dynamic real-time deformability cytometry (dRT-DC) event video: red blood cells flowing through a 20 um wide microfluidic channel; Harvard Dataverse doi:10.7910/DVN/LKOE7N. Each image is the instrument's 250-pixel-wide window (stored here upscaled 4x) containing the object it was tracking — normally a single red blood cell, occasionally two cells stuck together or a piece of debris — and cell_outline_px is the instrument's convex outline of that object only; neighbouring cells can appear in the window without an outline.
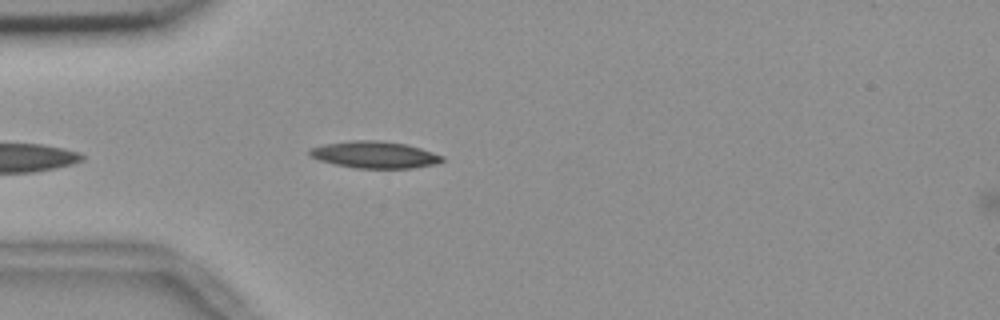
{"species": "common noctule bat (a hibernating species)", "species_latin": "Nyctalus noctula", "temperature_condition": "room temperature", "stored_images_in_passage": 39, "camera_frame_rate_fps": 3000, "um_per_image_px": 0.085, "animal": {"sex": "female", "body_mass_g": 18.4}, "frame": {"image": 1, "passage_image": 2, "time_ms": 0.333, "image_size_px": [1000, 320], "cell_outline_px": [[444, 160], [432, 164], [412, 168], [356, 168], [336, 164], [320, 160], [312, 156], [308, 152], [308, 148], [324, 144], [352, 140], [380, 140], [404, 144], [420, 148], [444, 156]], "centroid_in_image_um": [31.82, 13.14], "position_along_channel_um": 53.2, "area_um2": 20.52}}
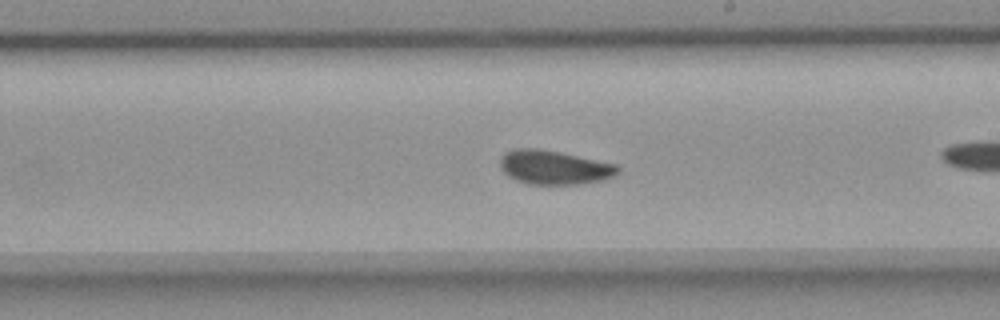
{"frame": {"image": 2, "passage_image": 15, "time_ms": 4.667, "image_size_px": [1000, 320], "cell_outline_px": [[620, 172], [616, 176], [604, 180], [580, 184], [528, 184], [516, 180], [508, 176], [500, 168], [500, 156], [504, 152], [516, 148], [536, 148], [560, 152], [616, 164], [620, 168]], "centroid_in_image_um": [47.11, 14.23], "position_along_channel_um": 241.9, "area_um2": 23.58}}
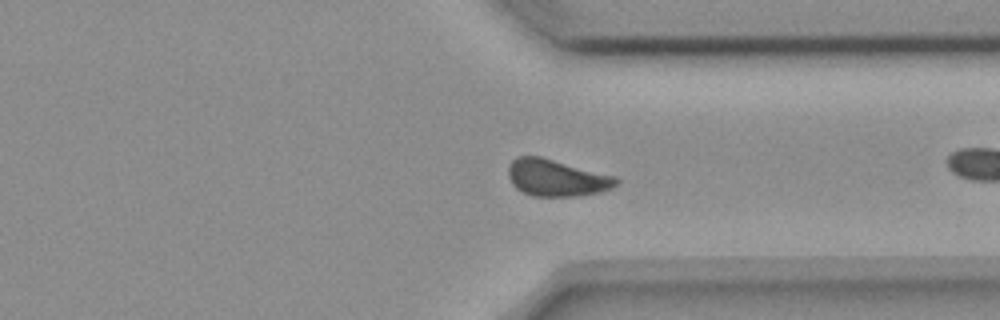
{"frame": {"image": 3, "passage_image": 25, "time_ms": 8.0, "image_size_px": [1000, 320], "cell_outline_px": [[620, 180], [612, 188], [600, 192], [576, 196], [532, 196], [516, 188], [512, 184], [508, 176], [508, 164], [516, 156], [540, 156], [616, 176]], "centroid_in_image_um": [47.29, 15.11], "position_along_channel_um": 364.1, "area_um2": 23.24}, "authors_computed_cell_mechanics": {"area_um2": 22.6576, "velocity_mm_per_s": 3.6438, "shape_relaxation_time_tau1_ms": 4.9265, "shape_relaxation_time_tau2_ms": null, "deformation_change_tau1": 0.0828, "deformation_change_tau2": null}}